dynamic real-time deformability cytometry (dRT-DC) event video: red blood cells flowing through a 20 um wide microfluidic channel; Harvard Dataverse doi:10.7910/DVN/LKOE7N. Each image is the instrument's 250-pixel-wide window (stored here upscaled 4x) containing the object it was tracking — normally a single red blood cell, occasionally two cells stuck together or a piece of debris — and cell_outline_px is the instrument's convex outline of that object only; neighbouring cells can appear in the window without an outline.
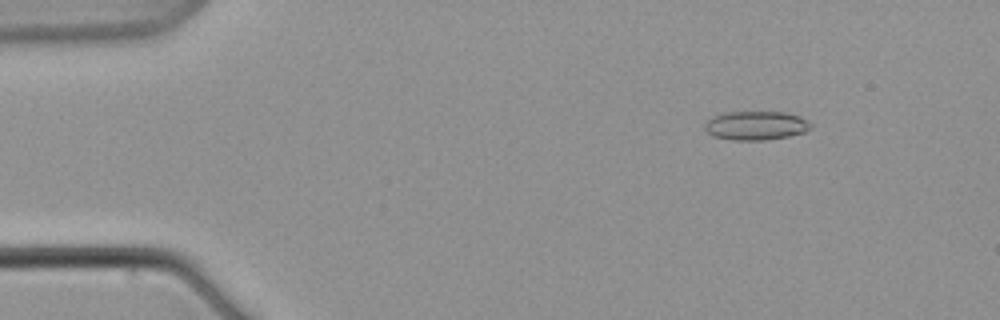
{"species": "common noctule bat (a hibernating species)", "species_latin": "Nyctalus noctula", "temperature_condition": "warm", "stored_images_in_passage": 6, "camera_frame_rate_fps": 3000, "um_per_image_px": 0.085, "animal": {"sex": "male", "body_mass_g": 21.5, "forearm_length_mm": 52.0}, "frame": {"image": 1, "passage_image": 3, "time_ms": 2.333, "image_size_px": [1000, 320], "cell_outline_px": [[812, 128], [804, 132], [788, 136], [764, 140], [732, 140], [712, 136], [704, 128], [704, 124], [712, 116], [728, 112], [784, 112], [800, 116], [808, 120], [812, 124]], "centroid_in_image_um": [64.26, 10.67], "position_along_channel_um": 20.7, "area_um2": 17.92}}